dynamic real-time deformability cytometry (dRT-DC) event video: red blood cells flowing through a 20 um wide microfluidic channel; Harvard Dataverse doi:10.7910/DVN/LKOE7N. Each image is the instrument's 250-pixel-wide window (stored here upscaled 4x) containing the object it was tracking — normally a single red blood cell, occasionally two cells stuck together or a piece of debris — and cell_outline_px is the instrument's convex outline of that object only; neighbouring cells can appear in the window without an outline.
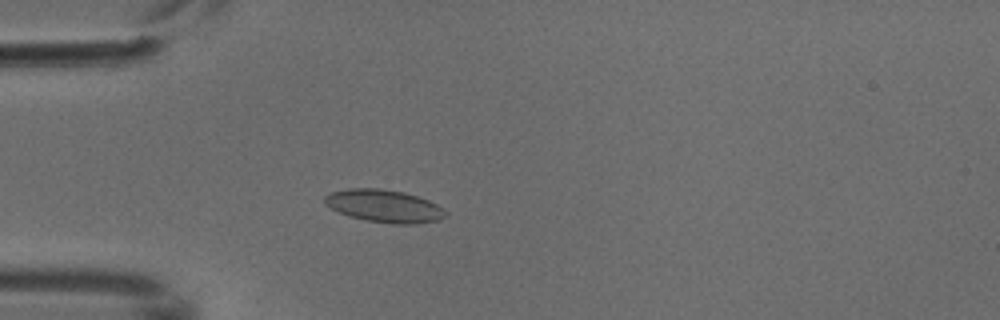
{"species": "common noctule bat (a hibernating species)", "species_latin": "Nyctalus noctula", "temperature_condition": "cold", "stored_images_in_passage": 4, "camera_frame_rate_fps": 3000, "um_per_image_px": 0.085, "animal": {"sex": "male", "body_mass_g": 18.8}, "frame": {"image": 1, "passage_image": 4, "time_ms": 1.0, "image_size_px": [1000, 320], "cell_outline_px": [[448, 212], [440, 220], [416, 224], [392, 224], [364, 220], [348, 216], [324, 204], [324, 196], [332, 192], [348, 188], [380, 188], [404, 192], [428, 200], [436, 204]], "centroid_in_image_um": [32.65, 17.52], "position_along_channel_um": 52.3, "area_um2": 23.06}}